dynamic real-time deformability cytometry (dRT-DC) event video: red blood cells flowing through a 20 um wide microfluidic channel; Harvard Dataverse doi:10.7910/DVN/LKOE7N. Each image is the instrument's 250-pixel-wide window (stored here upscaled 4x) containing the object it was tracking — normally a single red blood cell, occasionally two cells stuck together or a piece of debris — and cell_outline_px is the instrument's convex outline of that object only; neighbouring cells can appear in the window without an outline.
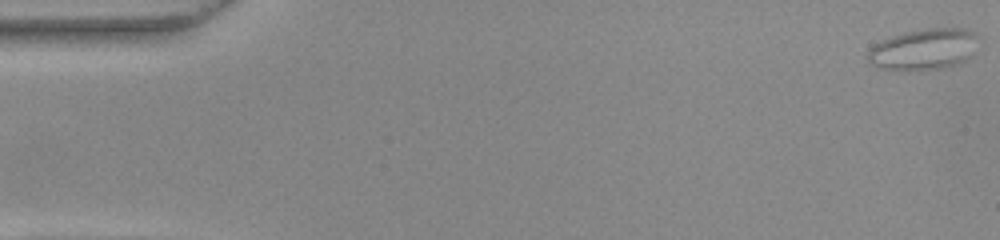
{"species": "common noctule bat (a hibernating species)", "species_latin": "Nyctalus noctula", "temperature_condition": "warm", "stored_images_in_passage": 9, "camera_frame_rate_fps": 3000, "um_per_image_px": 0.085, "animal": {"sex": "female", "body_mass_g": 22.0, "forearm_length_mm": 56.7}, "frame": {"image": 1, "passage_image": 1, "time_ms": 0.0, "image_size_px": [1000, 240], "cell_outline_px": [[980, 36], [972, 56], [968, 60], [956, 64], [940, 68], [876, 68], [868, 64], [868, 48], [880, 40], [892, 36], [908, 32], [928, 28], [964, 28]], "centroid_in_image_um": [78.54, 4.16], "position_along_channel_um": 6.5, "area_um2": 26.24}}